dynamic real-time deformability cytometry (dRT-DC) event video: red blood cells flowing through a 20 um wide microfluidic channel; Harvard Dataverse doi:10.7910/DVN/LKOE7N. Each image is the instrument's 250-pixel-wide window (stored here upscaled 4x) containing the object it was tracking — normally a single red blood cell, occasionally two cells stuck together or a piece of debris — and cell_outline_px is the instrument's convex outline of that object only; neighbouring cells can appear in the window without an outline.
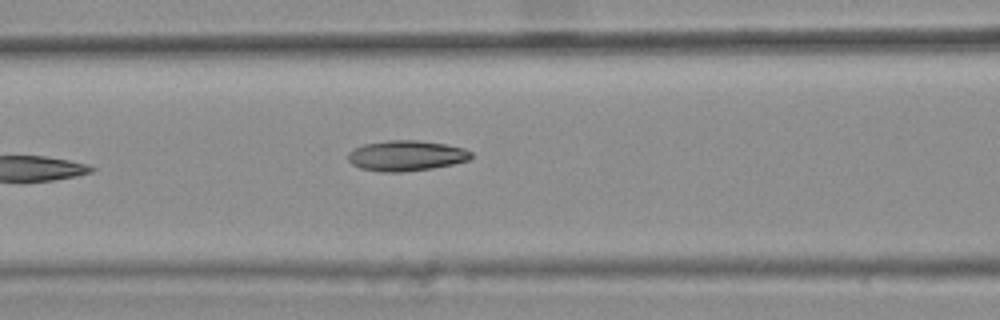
{"species": "common noctule bat (a hibernating species)", "species_latin": "Nyctalus noctula", "temperature_condition": "warm", "stored_images_in_passage": 6, "camera_frame_rate_fps": 3000, "um_per_image_px": 0.085, "animal": {"sex": "female", "body_mass_g": 25.1}, "frame": {"image": 1, "passage_image": 6, "time_ms": 1.667, "image_size_px": [1000, 320], "cell_outline_px": [[472, 156], [468, 160], [452, 164], [432, 168], [400, 172], [380, 172], [360, 168], [352, 164], [348, 160], [348, 152], [364, 144], [388, 140], [416, 140], [448, 144], [464, 148], [472, 152]], "centroid_in_image_um": [34.53, 13.23], "position_along_channel_um": 132.1, "area_um2": 21.85}}